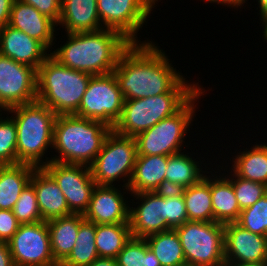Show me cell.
<instances>
[{
	"label": "cell",
	"instance_id": "cell-1",
	"mask_svg": "<svg viewBox=\"0 0 267 266\" xmlns=\"http://www.w3.org/2000/svg\"><path fill=\"white\" fill-rule=\"evenodd\" d=\"M155 45L150 40L131 43L120 55L113 73L124 100L168 93L184 78Z\"/></svg>",
	"mask_w": 267,
	"mask_h": 266
},
{
	"label": "cell",
	"instance_id": "cell-2",
	"mask_svg": "<svg viewBox=\"0 0 267 266\" xmlns=\"http://www.w3.org/2000/svg\"><path fill=\"white\" fill-rule=\"evenodd\" d=\"M66 36V43L50 55L61 65L92 76L113 72L120 55L131 44L119 32L105 28Z\"/></svg>",
	"mask_w": 267,
	"mask_h": 266
},
{
	"label": "cell",
	"instance_id": "cell-3",
	"mask_svg": "<svg viewBox=\"0 0 267 266\" xmlns=\"http://www.w3.org/2000/svg\"><path fill=\"white\" fill-rule=\"evenodd\" d=\"M113 129L100 121L75 114L57 115L52 148L58 156L51 161L90 167Z\"/></svg>",
	"mask_w": 267,
	"mask_h": 266
},
{
	"label": "cell",
	"instance_id": "cell-4",
	"mask_svg": "<svg viewBox=\"0 0 267 266\" xmlns=\"http://www.w3.org/2000/svg\"><path fill=\"white\" fill-rule=\"evenodd\" d=\"M185 79L168 93L124 100L121 117L112 128L113 131L122 136L136 137L176 113L201 88L199 82L188 83Z\"/></svg>",
	"mask_w": 267,
	"mask_h": 266
},
{
	"label": "cell",
	"instance_id": "cell-5",
	"mask_svg": "<svg viewBox=\"0 0 267 266\" xmlns=\"http://www.w3.org/2000/svg\"><path fill=\"white\" fill-rule=\"evenodd\" d=\"M7 112L12 114L17 129L18 164H29L36 168L48 164L51 159L43 158L49 146L52 149L53 128L57 115L38 101L11 107L6 110Z\"/></svg>",
	"mask_w": 267,
	"mask_h": 266
},
{
	"label": "cell",
	"instance_id": "cell-6",
	"mask_svg": "<svg viewBox=\"0 0 267 266\" xmlns=\"http://www.w3.org/2000/svg\"><path fill=\"white\" fill-rule=\"evenodd\" d=\"M92 75L61 65L51 55L37 69V101L56 115L74 114Z\"/></svg>",
	"mask_w": 267,
	"mask_h": 266
},
{
	"label": "cell",
	"instance_id": "cell-7",
	"mask_svg": "<svg viewBox=\"0 0 267 266\" xmlns=\"http://www.w3.org/2000/svg\"><path fill=\"white\" fill-rule=\"evenodd\" d=\"M204 92L201 87L176 113L139 133L135 137L137 156H170L183 151L185 134L190 131L188 128L196 111L194 103L205 94Z\"/></svg>",
	"mask_w": 267,
	"mask_h": 266
},
{
	"label": "cell",
	"instance_id": "cell-8",
	"mask_svg": "<svg viewBox=\"0 0 267 266\" xmlns=\"http://www.w3.org/2000/svg\"><path fill=\"white\" fill-rule=\"evenodd\" d=\"M225 224L210 221H186L175 230L180 238L186 264L217 266L225 262Z\"/></svg>",
	"mask_w": 267,
	"mask_h": 266
},
{
	"label": "cell",
	"instance_id": "cell-9",
	"mask_svg": "<svg viewBox=\"0 0 267 266\" xmlns=\"http://www.w3.org/2000/svg\"><path fill=\"white\" fill-rule=\"evenodd\" d=\"M136 157L135 137L122 136L112 130L90 166L93 180L97 185L112 186L113 182L122 178L126 182L122 187H128Z\"/></svg>",
	"mask_w": 267,
	"mask_h": 266
},
{
	"label": "cell",
	"instance_id": "cell-10",
	"mask_svg": "<svg viewBox=\"0 0 267 266\" xmlns=\"http://www.w3.org/2000/svg\"><path fill=\"white\" fill-rule=\"evenodd\" d=\"M124 98L113 72L93 75L89 81L77 116L100 121L113 128L121 117Z\"/></svg>",
	"mask_w": 267,
	"mask_h": 266
},
{
	"label": "cell",
	"instance_id": "cell-11",
	"mask_svg": "<svg viewBox=\"0 0 267 266\" xmlns=\"http://www.w3.org/2000/svg\"><path fill=\"white\" fill-rule=\"evenodd\" d=\"M8 245L15 266H59L51 252L46 221L20 224Z\"/></svg>",
	"mask_w": 267,
	"mask_h": 266
},
{
	"label": "cell",
	"instance_id": "cell-12",
	"mask_svg": "<svg viewBox=\"0 0 267 266\" xmlns=\"http://www.w3.org/2000/svg\"><path fill=\"white\" fill-rule=\"evenodd\" d=\"M43 168L54 178L73 214L87 211L96 183L88 166L50 161Z\"/></svg>",
	"mask_w": 267,
	"mask_h": 266
},
{
	"label": "cell",
	"instance_id": "cell-13",
	"mask_svg": "<svg viewBox=\"0 0 267 266\" xmlns=\"http://www.w3.org/2000/svg\"><path fill=\"white\" fill-rule=\"evenodd\" d=\"M97 10L103 28L119 32L131 43H141L137 33L152 11L144 0H97Z\"/></svg>",
	"mask_w": 267,
	"mask_h": 266
},
{
	"label": "cell",
	"instance_id": "cell-14",
	"mask_svg": "<svg viewBox=\"0 0 267 266\" xmlns=\"http://www.w3.org/2000/svg\"><path fill=\"white\" fill-rule=\"evenodd\" d=\"M37 101V71L0 54V108Z\"/></svg>",
	"mask_w": 267,
	"mask_h": 266
},
{
	"label": "cell",
	"instance_id": "cell-15",
	"mask_svg": "<svg viewBox=\"0 0 267 266\" xmlns=\"http://www.w3.org/2000/svg\"><path fill=\"white\" fill-rule=\"evenodd\" d=\"M224 256L227 263L267 261V237L252 233L236 222L224 226Z\"/></svg>",
	"mask_w": 267,
	"mask_h": 266
},
{
	"label": "cell",
	"instance_id": "cell-16",
	"mask_svg": "<svg viewBox=\"0 0 267 266\" xmlns=\"http://www.w3.org/2000/svg\"><path fill=\"white\" fill-rule=\"evenodd\" d=\"M128 188L124 187L123 194L113 184L96 185L84 219L95 224H118L129 223L128 201L124 198V192Z\"/></svg>",
	"mask_w": 267,
	"mask_h": 266
},
{
	"label": "cell",
	"instance_id": "cell-17",
	"mask_svg": "<svg viewBox=\"0 0 267 266\" xmlns=\"http://www.w3.org/2000/svg\"><path fill=\"white\" fill-rule=\"evenodd\" d=\"M142 202L129 207L131 236L146 238L149 235L171 230L162 215V191L133 193V198ZM141 203V204H140Z\"/></svg>",
	"mask_w": 267,
	"mask_h": 266
},
{
	"label": "cell",
	"instance_id": "cell-18",
	"mask_svg": "<svg viewBox=\"0 0 267 266\" xmlns=\"http://www.w3.org/2000/svg\"><path fill=\"white\" fill-rule=\"evenodd\" d=\"M41 42L8 24L0 29V54L36 71L50 56ZM48 52V53H47Z\"/></svg>",
	"mask_w": 267,
	"mask_h": 266
},
{
	"label": "cell",
	"instance_id": "cell-19",
	"mask_svg": "<svg viewBox=\"0 0 267 266\" xmlns=\"http://www.w3.org/2000/svg\"><path fill=\"white\" fill-rule=\"evenodd\" d=\"M8 25L41 42L47 49H51L55 44L53 40L57 24L33 6L20 0L13 2Z\"/></svg>",
	"mask_w": 267,
	"mask_h": 266
},
{
	"label": "cell",
	"instance_id": "cell-20",
	"mask_svg": "<svg viewBox=\"0 0 267 266\" xmlns=\"http://www.w3.org/2000/svg\"><path fill=\"white\" fill-rule=\"evenodd\" d=\"M30 183L34 187L43 221L73 214L57 182L43 167L34 169Z\"/></svg>",
	"mask_w": 267,
	"mask_h": 266
},
{
	"label": "cell",
	"instance_id": "cell-21",
	"mask_svg": "<svg viewBox=\"0 0 267 266\" xmlns=\"http://www.w3.org/2000/svg\"><path fill=\"white\" fill-rule=\"evenodd\" d=\"M168 156H137L131 180L129 194L165 190V173Z\"/></svg>",
	"mask_w": 267,
	"mask_h": 266
},
{
	"label": "cell",
	"instance_id": "cell-22",
	"mask_svg": "<svg viewBox=\"0 0 267 266\" xmlns=\"http://www.w3.org/2000/svg\"><path fill=\"white\" fill-rule=\"evenodd\" d=\"M67 33L91 32L103 29L97 10V0H62L57 26Z\"/></svg>",
	"mask_w": 267,
	"mask_h": 266
},
{
	"label": "cell",
	"instance_id": "cell-23",
	"mask_svg": "<svg viewBox=\"0 0 267 266\" xmlns=\"http://www.w3.org/2000/svg\"><path fill=\"white\" fill-rule=\"evenodd\" d=\"M83 220V215L72 214L47 221L51 252L54 260L59 265L73 250V247L76 244L79 226Z\"/></svg>",
	"mask_w": 267,
	"mask_h": 266
},
{
	"label": "cell",
	"instance_id": "cell-24",
	"mask_svg": "<svg viewBox=\"0 0 267 266\" xmlns=\"http://www.w3.org/2000/svg\"><path fill=\"white\" fill-rule=\"evenodd\" d=\"M179 152L168 156L167 171L165 173V190H180L197 184L204 178V172L199 165L200 161ZM200 166V167H199Z\"/></svg>",
	"mask_w": 267,
	"mask_h": 266
},
{
	"label": "cell",
	"instance_id": "cell-25",
	"mask_svg": "<svg viewBox=\"0 0 267 266\" xmlns=\"http://www.w3.org/2000/svg\"><path fill=\"white\" fill-rule=\"evenodd\" d=\"M35 168L29 164L0 166V209H13L20 194L30 183Z\"/></svg>",
	"mask_w": 267,
	"mask_h": 266
},
{
	"label": "cell",
	"instance_id": "cell-26",
	"mask_svg": "<svg viewBox=\"0 0 267 266\" xmlns=\"http://www.w3.org/2000/svg\"><path fill=\"white\" fill-rule=\"evenodd\" d=\"M218 178L210 177V191L212 198L214 222L227 224L236 222L240 215V207L238 205L232 182L227 174Z\"/></svg>",
	"mask_w": 267,
	"mask_h": 266
},
{
	"label": "cell",
	"instance_id": "cell-27",
	"mask_svg": "<svg viewBox=\"0 0 267 266\" xmlns=\"http://www.w3.org/2000/svg\"><path fill=\"white\" fill-rule=\"evenodd\" d=\"M267 143L241 151L233 158V172L246 180L267 185Z\"/></svg>",
	"mask_w": 267,
	"mask_h": 266
},
{
	"label": "cell",
	"instance_id": "cell-28",
	"mask_svg": "<svg viewBox=\"0 0 267 266\" xmlns=\"http://www.w3.org/2000/svg\"><path fill=\"white\" fill-rule=\"evenodd\" d=\"M185 201L188 221H214L210 191V175L204 176L197 184L180 189Z\"/></svg>",
	"mask_w": 267,
	"mask_h": 266
},
{
	"label": "cell",
	"instance_id": "cell-29",
	"mask_svg": "<svg viewBox=\"0 0 267 266\" xmlns=\"http://www.w3.org/2000/svg\"><path fill=\"white\" fill-rule=\"evenodd\" d=\"M145 240L161 266L186 264L180 238L175 229L149 235Z\"/></svg>",
	"mask_w": 267,
	"mask_h": 266
},
{
	"label": "cell",
	"instance_id": "cell-30",
	"mask_svg": "<svg viewBox=\"0 0 267 266\" xmlns=\"http://www.w3.org/2000/svg\"><path fill=\"white\" fill-rule=\"evenodd\" d=\"M131 237L129 223L96 224L95 245L99 257L116 259Z\"/></svg>",
	"mask_w": 267,
	"mask_h": 266
},
{
	"label": "cell",
	"instance_id": "cell-31",
	"mask_svg": "<svg viewBox=\"0 0 267 266\" xmlns=\"http://www.w3.org/2000/svg\"><path fill=\"white\" fill-rule=\"evenodd\" d=\"M96 224L84 219L79 226L76 244L59 266H88L98 257L95 245Z\"/></svg>",
	"mask_w": 267,
	"mask_h": 266
},
{
	"label": "cell",
	"instance_id": "cell-32",
	"mask_svg": "<svg viewBox=\"0 0 267 266\" xmlns=\"http://www.w3.org/2000/svg\"><path fill=\"white\" fill-rule=\"evenodd\" d=\"M118 266H161L145 238L131 237L116 257Z\"/></svg>",
	"mask_w": 267,
	"mask_h": 266
},
{
	"label": "cell",
	"instance_id": "cell-33",
	"mask_svg": "<svg viewBox=\"0 0 267 266\" xmlns=\"http://www.w3.org/2000/svg\"><path fill=\"white\" fill-rule=\"evenodd\" d=\"M161 218L171 229L188 221L185 201L181 190H162Z\"/></svg>",
	"mask_w": 267,
	"mask_h": 266
},
{
	"label": "cell",
	"instance_id": "cell-34",
	"mask_svg": "<svg viewBox=\"0 0 267 266\" xmlns=\"http://www.w3.org/2000/svg\"><path fill=\"white\" fill-rule=\"evenodd\" d=\"M236 223L252 233L267 237V193L254 205L242 210Z\"/></svg>",
	"mask_w": 267,
	"mask_h": 266
},
{
	"label": "cell",
	"instance_id": "cell-35",
	"mask_svg": "<svg viewBox=\"0 0 267 266\" xmlns=\"http://www.w3.org/2000/svg\"><path fill=\"white\" fill-rule=\"evenodd\" d=\"M229 176L241 211L254 205L267 193V185L243 179L232 170Z\"/></svg>",
	"mask_w": 267,
	"mask_h": 266
},
{
	"label": "cell",
	"instance_id": "cell-36",
	"mask_svg": "<svg viewBox=\"0 0 267 266\" xmlns=\"http://www.w3.org/2000/svg\"><path fill=\"white\" fill-rule=\"evenodd\" d=\"M4 117L0 118V166L16 165L17 129L12 117Z\"/></svg>",
	"mask_w": 267,
	"mask_h": 266
},
{
	"label": "cell",
	"instance_id": "cell-37",
	"mask_svg": "<svg viewBox=\"0 0 267 266\" xmlns=\"http://www.w3.org/2000/svg\"><path fill=\"white\" fill-rule=\"evenodd\" d=\"M12 211L20 224H34L43 221L31 183L22 191Z\"/></svg>",
	"mask_w": 267,
	"mask_h": 266
},
{
	"label": "cell",
	"instance_id": "cell-38",
	"mask_svg": "<svg viewBox=\"0 0 267 266\" xmlns=\"http://www.w3.org/2000/svg\"><path fill=\"white\" fill-rule=\"evenodd\" d=\"M36 8L41 14L52 19L58 24L61 16L62 0H20Z\"/></svg>",
	"mask_w": 267,
	"mask_h": 266
},
{
	"label": "cell",
	"instance_id": "cell-39",
	"mask_svg": "<svg viewBox=\"0 0 267 266\" xmlns=\"http://www.w3.org/2000/svg\"><path fill=\"white\" fill-rule=\"evenodd\" d=\"M20 223L12 210L0 209V241H8L18 231Z\"/></svg>",
	"mask_w": 267,
	"mask_h": 266
},
{
	"label": "cell",
	"instance_id": "cell-40",
	"mask_svg": "<svg viewBox=\"0 0 267 266\" xmlns=\"http://www.w3.org/2000/svg\"><path fill=\"white\" fill-rule=\"evenodd\" d=\"M14 0H0V29L9 23Z\"/></svg>",
	"mask_w": 267,
	"mask_h": 266
},
{
	"label": "cell",
	"instance_id": "cell-41",
	"mask_svg": "<svg viewBox=\"0 0 267 266\" xmlns=\"http://www.w3.org/2000/svg\"><path fill=\"white\" fill-rule=\"evenodd\" d=\"M0 266H15L9 245L5 241H0Z\"/></svg>",
	"mask_w": 267,
	"mask_h": 266
},
{
	"label": "cell",
	"instance_id": "cell-42",
	"mask_svg": "<svg viewBox=\"0 0 267 266\" xmlns=\"http://www.w3.org/2000/svg\"><path fill=\"white\" fill-rule=\"evenodd\" d=\"M203 1V0H202ZM205 1V0H204ZM207 3H217L222 5H227V7L232 6L233 8H241V6L246 3L247 0H206Z\"/></svg>",
	"mask_w": 267,
	"mask_h": 266
},
{
	"label": "cell",
	"instance_id": "cell-43",
	"mask_svg": "<svg viewBox=\"0 0 267 266\" xmlns=\"http://www.w3.org/2000/svg\"><path fill=\"white\" fill-rule=\"evenodd\" d=\"M88 266H118L116 259L98 257L92 264Z\"/></svg>",
	"mask_w": 267,
	"mask_h": 266
},
{
	"label": "cell",
	"instance_id": "cell-44",
	"mask_svg": "<svg viewBox=\"0 0 267 266\" xmlns=\"http://www.w3.org/2000/svg\"><path fill=\"white\" fill-rule=\"evenodd\" d=\"M231 266H267V261L260 262H242V263H229Z\"/></svg>",
	"mask_w": 267,
	"mask_h": 266
},
{
	"label": "cell",
	"instance_id": "cell-45",
	"mask_svg": "<svg viewBox=\"0 0 267 266\" xmlns=\"http://www.w3.org/2000/svg\"><path fill=\"white\" fill-rule=\"evenodd\" d=\"M258 1V7L260 8L259 14L261 18L267 16V0H256Z\"/></svg>",
	"mask_w": 267,
	"mask_h": 266
},
{
	"label": "cell",
	"instance_id": "cell-46",
	"mask_svg": "<svg viewBox=\"0 0 267 266\" xmlns=\"http://www.w3.org/2000/svg\"><path fill=\"white\" fill-rule=\"evenodd\" d=\"M261 19V21H262V27L264 28V31L262 32V33H264L263 34V36H264V39L265 40H267V16H264V17H262V18H260ZM267 42V41H266Z\"/></svg>",
	"mask_w": 267,
	"mask_h": 266
},
{
	"label": "cell",
	"instance_id": "cell-47",
	"mask_svg": "<svg viewBox=\"0 0 267 266\" xmlns=\"http://www.w3.org/2000/svg\"><path fill=\"white\" fill-rule=\"evenodd\" d=\"M146 3H147V5L152 9H154V7H155V4H156V2H158V0H144Z\"/></svg>",
	"mask_w": 267,
	"mask_h": 266
},
{
	"label": "cell",
	"instance_id": "cell-48",
	"mask_svg": "<svg viewBox=\"0 0 267 266\" xmlns=\"http://www.w3.org/2000/svg\"><path fill=\"white\" fill-rule=\"evenodd\" d=\"M217 266H231L229 263L224 262L223 264L217 265Z\"/></svg>",
	"mask_w": 267,
	"mask_h": 266
},
{
	"label": "cell",
	"instance_id": "cell-49",
	"mask_svg": "<svg viewBox=\"0 0 267 266\" xmlns=\"http://www.w3.org/2000/svg\"><path fill=\"white\" fill-rule=\"evenodd\" d=\"M6 111L5 109L0 108V116L2 115L1 112ZM1 118V117H0Z\"/></svg>",
	"mask_w": 267,
	"mask_h": 266
}]
</instances>
